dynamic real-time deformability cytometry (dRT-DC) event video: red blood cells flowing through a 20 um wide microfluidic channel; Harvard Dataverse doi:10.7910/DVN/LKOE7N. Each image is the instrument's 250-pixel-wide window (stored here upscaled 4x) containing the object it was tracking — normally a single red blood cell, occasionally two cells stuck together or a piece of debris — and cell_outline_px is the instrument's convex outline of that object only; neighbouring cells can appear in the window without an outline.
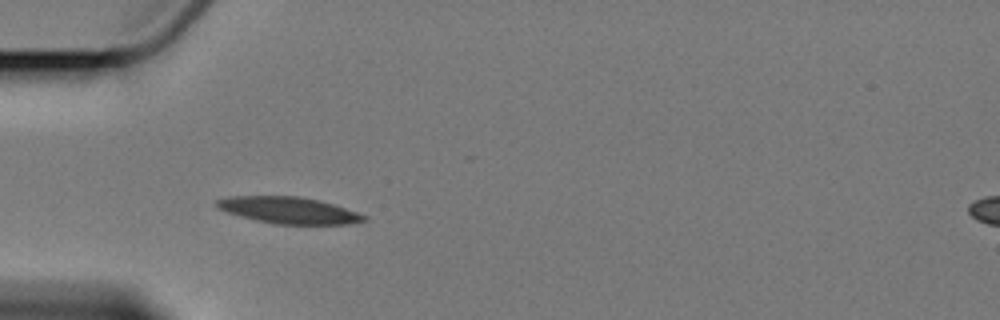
{"species": "Egyptian fruit bat (a non-hibernating species)", "species_latin": "Rousettus aegyptiacus", "temperature_condition": "cold", "stored_images_in_passage": 5, "camera_frame_rate_fps": 3000, "um_per_image_px": 0.085, "animal": {"sex": "female"}, "frame": {"image": 1, "passage_image": 5, "time_ms": 4.667, "image_size_px": [1000, 320], "cell_outline_px": [[368, 220], [348, 224], [276, 224], [256, 220], [240, 216], [216, 208], [216, 200], [228, 196], [296, 196], [320, 200], [368, 216]], "centroid_in_image_um": [24.53, 17.87], "position_along_channel_um": 60.5, "area_um2": 22.72}}